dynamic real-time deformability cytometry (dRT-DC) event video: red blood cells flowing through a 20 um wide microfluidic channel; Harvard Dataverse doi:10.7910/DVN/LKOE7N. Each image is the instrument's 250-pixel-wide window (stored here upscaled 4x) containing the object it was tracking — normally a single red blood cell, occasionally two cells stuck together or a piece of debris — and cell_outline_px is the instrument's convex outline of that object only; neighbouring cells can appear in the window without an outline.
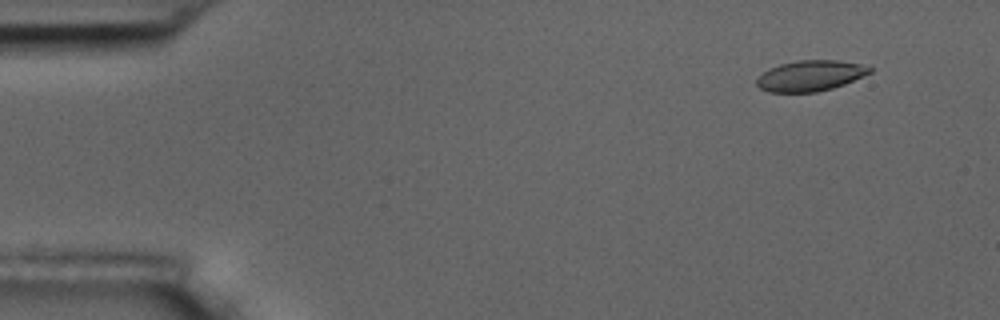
{"species": "common noctule bat (a hibernating species)", "species_latin": "Nyctalus noctula", "temperature_condition": "room temperature", "stored_images_in_passage": 5, "camera_frame_rate_fps": 3000, "um_per_image_px": 0.085, "animal": {"sex": "male", "body_mass_g": 17.5, "forearm_length_mm": 52.3}, "frame": {"image": 1, "passage_image": 2, "time_ms": 1.333, "image_size_px": [1000, 320], "cell_outline_px": [[872, 72], [844, 84], [832, 88], [816, 92], [768, 92], [760, 88], [756, 84], [756, 80], [768, 68], [780, 64], [800, 60], [836, 60], [860, 64], [872, 68]], "centroid_in_image_um": [68.86, 6.44], "position_along_channel_um": 16.1, "area_um2": 20.06}}
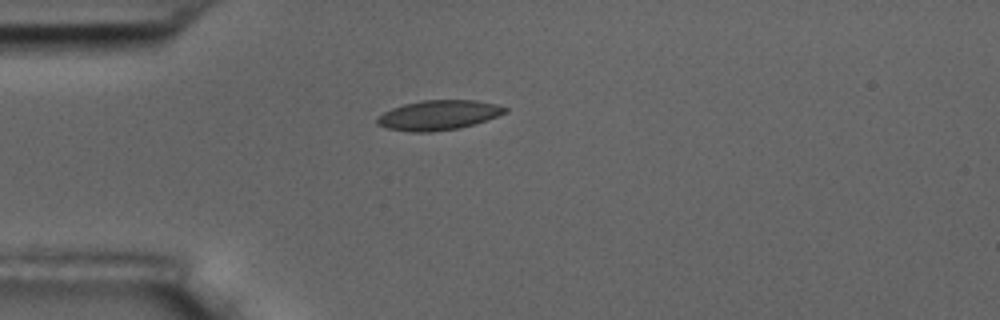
{"frame": {"image": 2, "passage_image": 5, "time_ms": 4.667, "image_size_px": [1000, 320], "cell_outline_px": [[508, 112], [460, 128], [432, 132], [412, 132], [388, 128], [376, 124], [376, 120], [384, 112], [392, 108], [404, 104], [420, 100], [476, 100], [496, 104], [508, 108]], "centroid_in_image_um": [37.27, 9.78], "position_along_channel_um": 47.7, "area_um2": 22.02}}